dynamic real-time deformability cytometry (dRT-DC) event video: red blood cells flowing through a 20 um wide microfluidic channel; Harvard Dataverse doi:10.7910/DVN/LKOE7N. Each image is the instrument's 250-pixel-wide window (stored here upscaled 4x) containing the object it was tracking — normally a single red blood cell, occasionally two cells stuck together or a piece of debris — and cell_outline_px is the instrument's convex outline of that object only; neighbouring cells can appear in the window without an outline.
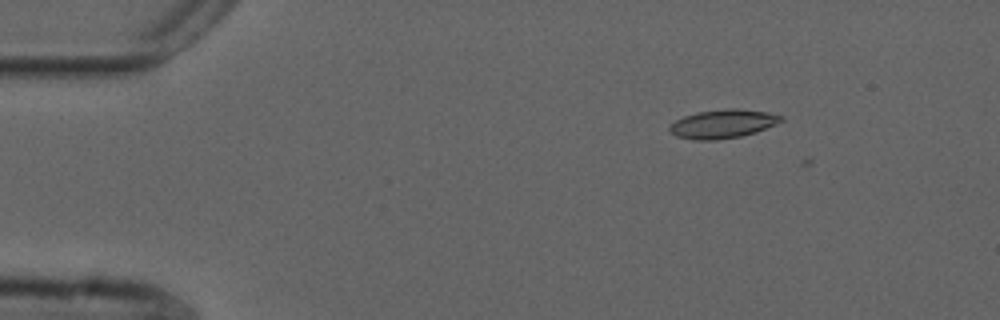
{"species": "common noctule bat (a hibernating species)", "species_latin": "Nyctalus noctula", "temperature_condition": "cold", "stored_images_in_passage": 7, "camera_frame_rate_fps": 3000, "um_per_image_px": 0.085, "animal": {"sex": "male", "forearm_length_mm": 52.5}, "frame": {"image": 1, "passage_image": 2, "time_ms": 0.333, "image_size_px": [1000, 320], "cell_outline_px": [[784, 120], [776, 124], [756, 132], [740, 136], [716, 140], [696, 140], [676, 136], [668, 128], [676, 120], [684, 116], [696, 112], [728, 108], [736, 108], [768, 112], [784, 116]], "centroid_in_image_um": [61.47, 10.52], "position_along_channel_um": 23.5, "area_um2": 18.61}}